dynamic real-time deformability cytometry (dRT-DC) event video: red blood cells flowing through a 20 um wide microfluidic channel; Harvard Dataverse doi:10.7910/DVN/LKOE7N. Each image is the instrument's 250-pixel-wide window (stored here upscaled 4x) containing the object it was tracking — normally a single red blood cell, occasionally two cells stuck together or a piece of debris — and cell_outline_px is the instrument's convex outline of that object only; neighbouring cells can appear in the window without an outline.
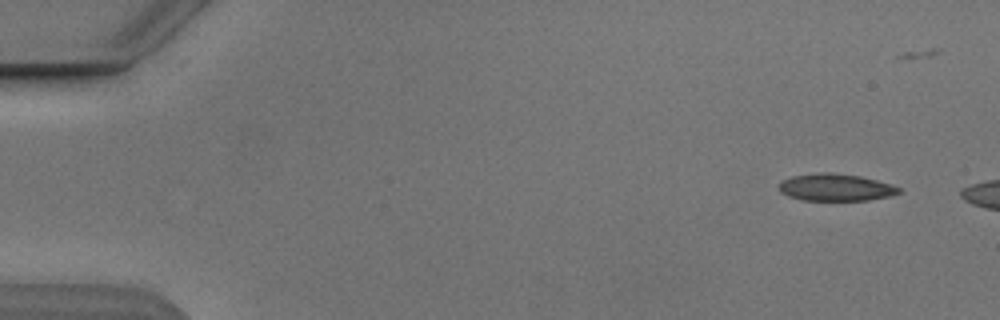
{"species": "Egyptian fruit bat (a non-hibernating species)", "species_latin": "Rousettus aegyptiacus", "temperature_condition": "cold", "stored_images_in_passage": 2, "camera_frame_rate_fps": 3000, "um_per_image_px": 0.085, "animal": {"sex": "male"}, "frame": {"image": 1, "passage_image": 1, "time_ms": 0.0, "image_size_px": [1000, 320], "cell_outline_px": [[900, 192], [888, 196], [868, 200], [800, 200], [788, 196], [780, 192], [780, 184], [784, 180], [792, 176], [824, 172], [828, 172], [860, 176], [892, 184], [900, 188]], "centroid_in_image_um": [71.03, 15.93], "position_along_channel_um": 14.0, "area_um2": 18.73}}